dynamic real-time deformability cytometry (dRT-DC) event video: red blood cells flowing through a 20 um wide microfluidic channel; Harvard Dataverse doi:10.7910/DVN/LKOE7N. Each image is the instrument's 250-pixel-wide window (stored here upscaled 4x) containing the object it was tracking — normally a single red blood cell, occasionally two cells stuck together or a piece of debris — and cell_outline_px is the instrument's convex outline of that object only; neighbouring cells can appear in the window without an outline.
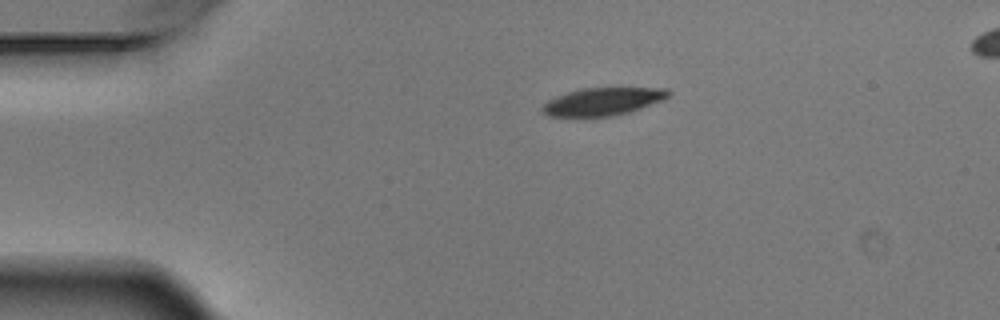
{"species": "Egyptian fruit bat (a non-hibernating species)", "species_latin": "Rousettus aegyptiacus", "temperature_condition": "warm", "stored_images_in_passage": 4, "camera_frame_rate_fps": 3000, "um_per_image_px": 0.085, "animal": {"sex": "male"}, "frame": {"image": 1, "passage_image": 1, "time_ms": 0.0, "image_size_px": [1000, 320], "cell_outline_px": [[672, 92], [664, 100], [628, 112], [608, 116], [548, 116], [540, 108], [548, 100], [556, 96], [568, 92], [584, 88], [668, 88]], "centroid_in_image_um": [51.26, 8.62], "position_along_channel_um": 33.7, "area_um2": 20.11}}
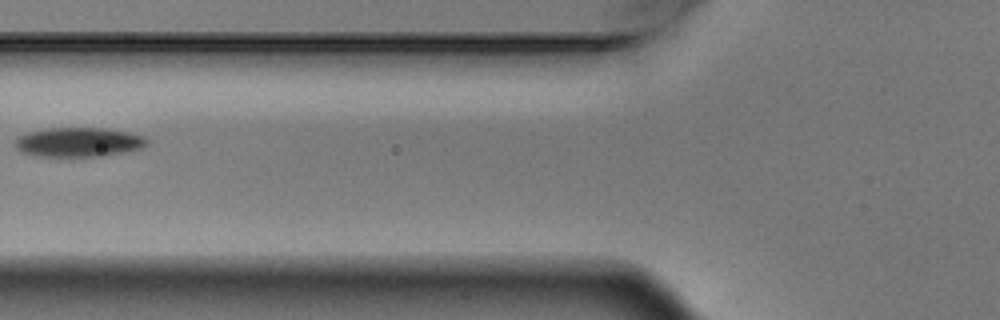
{"frame": {"image": 2, "passage_image": 4, "time_ms": 1.0, "image_size_px": [1000, 320], "cell_outline_px": [[148, 144], [144, 148], [124, 152], [100, 156], [36, 156], [24, 152], [16, 148], [16, 140], [20, 136], [28, 132], [48, 128], [104, 128], [128, 132], [144, 136], [148, 140]], "centroid_in_image_um": [6.73, 12.08], "position_along_channel_um": 119.1, "area_um2": 22.43}}